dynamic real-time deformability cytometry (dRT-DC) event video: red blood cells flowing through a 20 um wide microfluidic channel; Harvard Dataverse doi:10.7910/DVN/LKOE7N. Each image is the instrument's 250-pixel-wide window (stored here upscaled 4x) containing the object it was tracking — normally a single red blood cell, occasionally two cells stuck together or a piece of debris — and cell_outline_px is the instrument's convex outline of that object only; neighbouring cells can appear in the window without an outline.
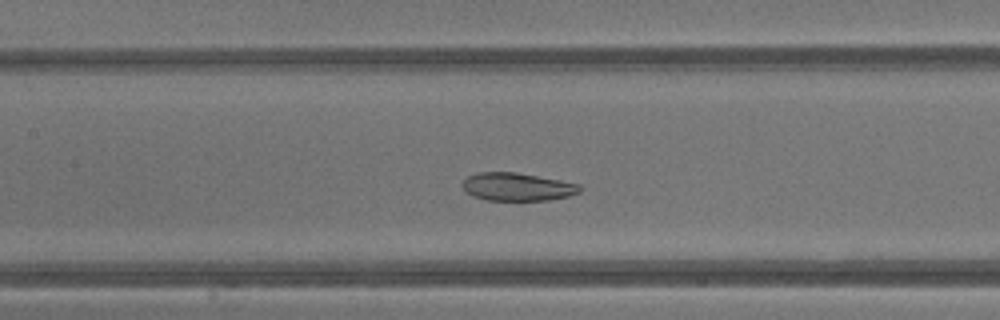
{"species": "common noctule bat (a hibernating species)", "species_latin": "Nyctalus noctula", "temperature_condition": "warm", "stored_images_in_passage": 40, "camera_frame_rate_fps": 3000, "um_per_image_px": 0.085, "animal": {"sex": "male", "body_mass_g": 13.3}, "frame": {"image": 1, "passage_image": 17, "time_ms": 5.333, "image_size_px": [1000, 320], "cell_outline_px": [[584, 188], [580, 192], [568, 196], [548, 200], [488, 200], [472, 196], [464, 192], [460, 184], [468, 176], [480, 172], [516, 172], [560, 180], [580, 184]], "centroid_in_image_um": [43.95, 15.88], "position_along_channel_um": 163.4, "area_um2": 19.31}}
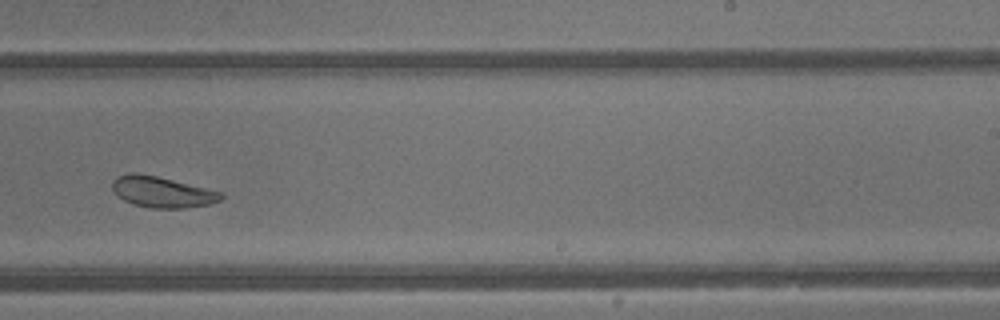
{"frame": {"image": 2, "passage_image": 24, "time_ms": 7.667, "image_size_px": [1000, 320], "cell_outline_px": [[224, 196], [220, 200], [208, 204], [188, 208], [152, 208], [132, 204], [116, 196], [112, 188], [112, 180], [116, 176], [128, 172], [136, 172], [156, 176], [224, 192]], "centroid_in_image_um": [13.74, 16.31], "position_along_channel_um": 275.3, "area_um2": 19.83}}
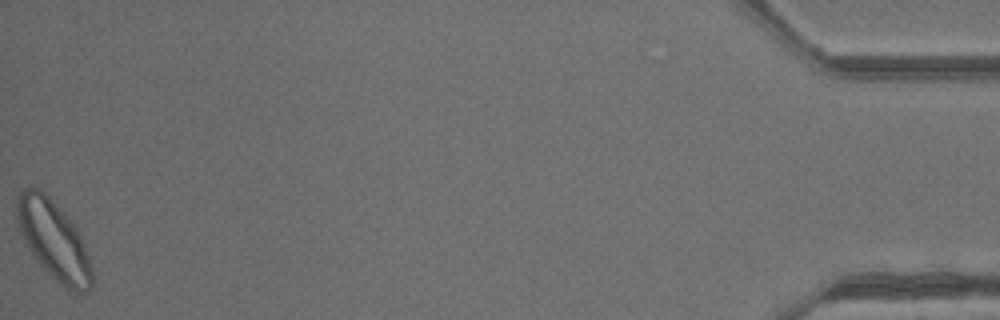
{"frame": {"image": 3, "passage_image": 40, "time_ms": 13.0, "image_size_px": [1000, 320], "cell_outline_px": [[92, 288], [88, 292], [80, 292], [68, 288], [60, 284], [36, 260], [28, 248], [20, 232], [16, 220], [16, 196], [20, 188], [36, 188], [44, 192], [76, 224], [84, 244], [92, 268]], "centroid_in_image_um": [4.55, 20.36], "position_along_channel_um": 430.7, "area_um2": 34.51}, "authors_computed_cell_mechanics": {"area_um2": 24.9407, "velocity_mm_per_s": 4.8069, "shape_relaxation_time_tau1_ms": 3.2351, "shape_relaxation_time_tau2_ms": 2.2565, "deformation_change_tau1": 0.0969, "deformation_change_tau2": 0.0739}}